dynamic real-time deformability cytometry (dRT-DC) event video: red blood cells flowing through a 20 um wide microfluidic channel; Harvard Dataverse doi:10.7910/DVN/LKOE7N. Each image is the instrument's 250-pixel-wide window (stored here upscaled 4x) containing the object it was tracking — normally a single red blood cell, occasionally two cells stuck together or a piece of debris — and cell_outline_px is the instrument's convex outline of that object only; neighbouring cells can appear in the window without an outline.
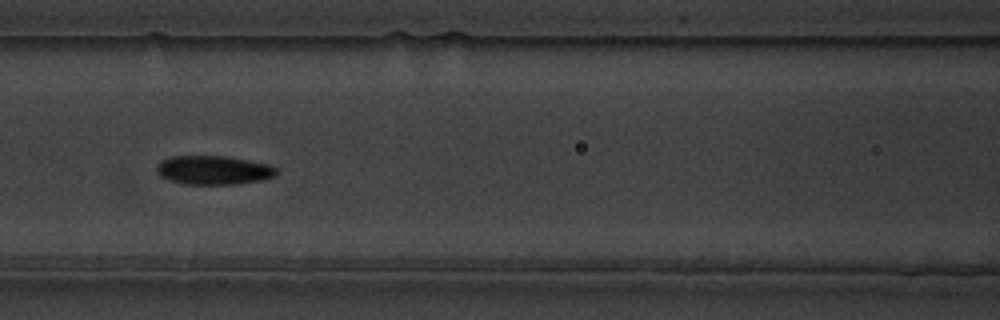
{"species": "common noctule bat (a hibernating species)", "species_latin": "Nyctalus noctula", "temperature_condition": "warm", "stored_images_in_passage": 13, "camera_frame_rate_fps": 3000, "um_per_image_px": 0.085, "animal": {"sex": "male", "body_mass_g": 19.5, "forearm_length_mm": 54.6}, "frame": {"image": 1, "passage_image": 10, "time_ms": 3.0, "image_size_px": [1000, 320], "cell_outline_px": [[276, 176], [260, 180], [240, 184], [184, 184], [168, 180], [160, 176], [156, 172], [156, 168], [160, 160], [172, 156], [228, 156], [268, 164], [276, 168]], "centroid_in_image_um": [18.12, 14.46], "position_along_channel_um": 148.5, "area_um2": 20.29}}